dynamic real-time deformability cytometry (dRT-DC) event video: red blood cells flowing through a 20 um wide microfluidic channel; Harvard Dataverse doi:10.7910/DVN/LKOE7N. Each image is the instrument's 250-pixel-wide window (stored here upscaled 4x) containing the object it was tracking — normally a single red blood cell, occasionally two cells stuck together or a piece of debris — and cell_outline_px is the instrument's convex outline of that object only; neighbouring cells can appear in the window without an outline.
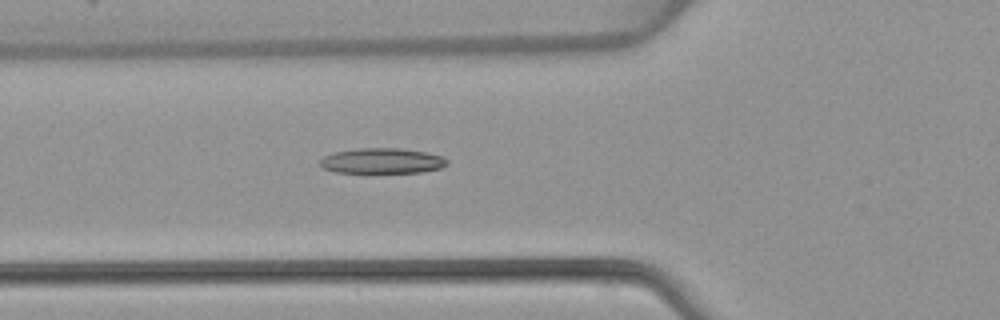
{"species": "common noctule bat (a hibernating species)", "species_latin": "Nyctalus noctula", "temperature_condition": "warm", "stored_images_in_passage": 20, "segment_of_instrument_passage": [2, 2], "camera_frame_rate_fps": 3000, "um_per_image_px": 0.085, "animal": {"sex": "female", "body_mass_g": 22.7, "forearm_length_mm": 54.2}, "frame": {"image": 1, "passage_image": 4, "time_ms": 1.0, "image_size_px": [1000, 320], "cell_outline_px": [[448, 164], [440, 168], [420, 172], [336, 172], [324, 168], [320, 164], [320, 160], [324, 156], [332, 152], [360, 148], [400, 148], [424, 152], [444, 156], [448, 160]], "centroid_in_image_um": [32.49, 13.66], "position_along_channel_um": 93.3, "area_um2": 18.67}}
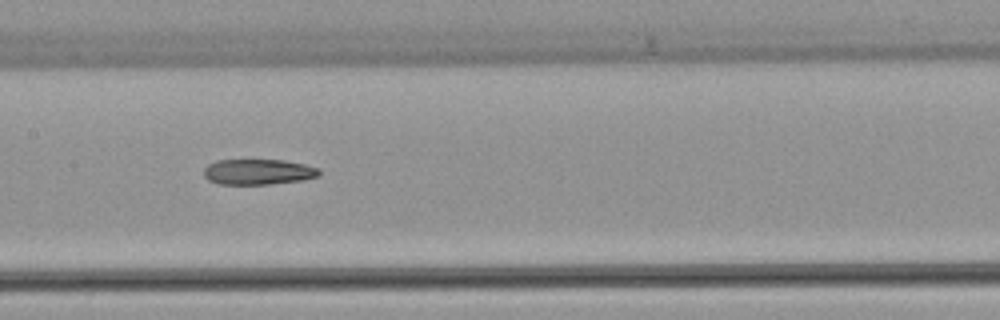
{"frame": {"image": 2, "passage_image": 11, "time_ms": 3.333, "image_size_px": [1000, 320], "cell_outline_px": [[320, 176], [304, 180], [268, 184], [220, 184], [208, 180], [204, 176], [204, 168], [208, 164], [216, 160], [284, 160], [304, 164], [320, 168]], "centroid_in_image_um": [21.96, 14.6], "position_along_channel_um": 185.4, "area_um2": 17.28}}
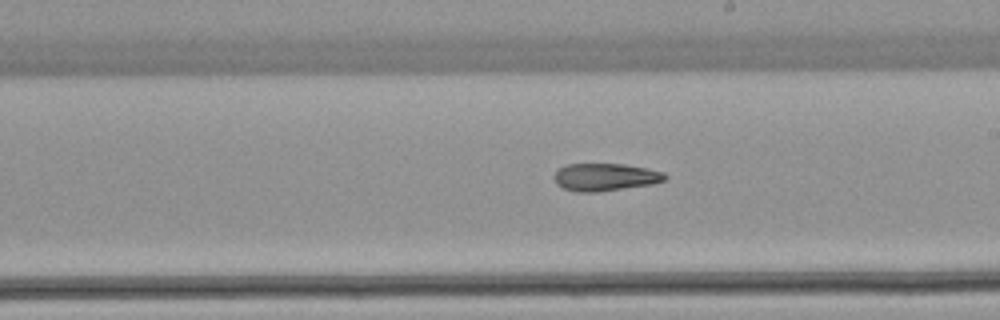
{"frame": {"image": 3, "passage_image": 15, "time_ms": 4.667, "image_size_px": [1000, 320], "cell_outline_px": [[668, 176], [664, 180], [652, 184], [600, 192], [576, 192], [564, 188], [556, 184], [552, 176], [560, 168], [568, 164], [624, 164], [648, 168], [664, 172]], "centroid_in_image_um": [51.44, 15.06], "position_along_channel_um": 237.6, "area_um2": 17.92}}